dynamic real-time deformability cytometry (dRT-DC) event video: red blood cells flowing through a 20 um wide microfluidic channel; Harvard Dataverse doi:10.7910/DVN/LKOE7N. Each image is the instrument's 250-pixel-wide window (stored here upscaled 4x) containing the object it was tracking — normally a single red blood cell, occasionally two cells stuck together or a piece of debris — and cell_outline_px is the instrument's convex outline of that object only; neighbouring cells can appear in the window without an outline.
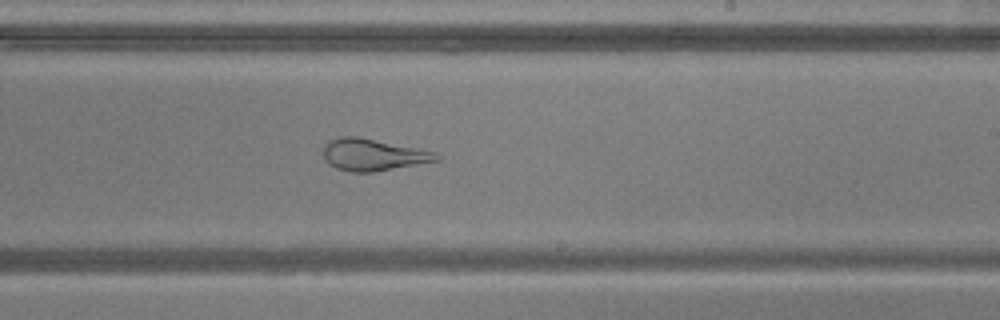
{"species": "common noctule bat (a hibernating species)", "species_latin": "Nyctalus noctula", "temperature_condition": "warm", "stored_images_in_passage": 51, "camera_frame_rate_fps": 3000, "um_per_image_px": 0.085, "animal": {"sex": "male", "body_mass_g": 20.5, "forearm_length_mm": 52.5}, "frame": {"image": 1, "passage_image": 30, "time_ms": 9.667, "image_size_px": [1000, 320], "cell_outline_px": [[440, 160], [372, 172], [348, 172], [336, 168], [328, 164], [324, 156], [324, 144], [328, 140], [340, 136], [356, 136], [436, 152], [440, 156]], "centroid_in_image_um": [31.67, 13.15], "position_along_channel_um": 257.3, "area_um2": 20.87}}
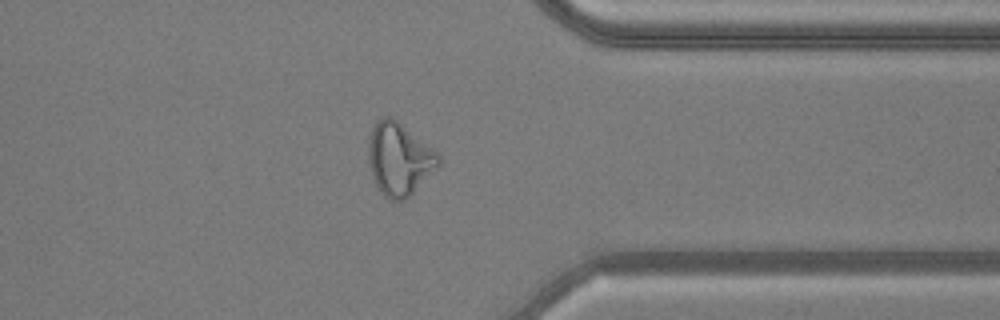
{"frame": {"image": 2, "passage_image": 40, "time_ms": 13.0, "image_size_px": [1000, 320], "cell_outline_px": [[440, 164], [404, 200], [392, 200], [384, 196], [376, 184], [372, 176], [368, 160], [368, 140], [372, 128], [376, 120], [384, 116], [392, 116], [436, 152], [440, 156]], "centroid_in_image_um": [33.89, 13.49], "position_along_channel_um": 377.5, "area_um2": 29.13}}
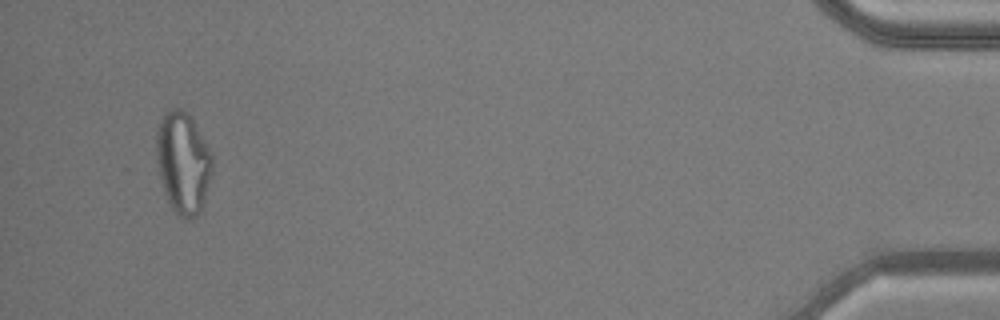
{"frame": {"image": 3, "passage_image": 49, "time_ms": 16.0, "image_size_px": [1000, 320], "cell_outline_px": [[212, 172], [204, 200], [200, 212], [196, 216], [188, 220], [180, 220], [176, 216], [164, 192], [156, 160], [156, 132], [160, 120], [164, 112], [172, 108], [180, 108], [188, 112], [208, 148], [212, 156]], "centroid_in_image_um": [15.54, 13.85], "position_along_channel_um": 419.7, "area_um2": 33.23}, "authors_computed_cell_mechanics": {"area_um2": 29.5936, "velocity_mm_per_s": 3.862, "shape_relaxation_time_tau1_ms": null, "shape_relaxation_time_tau2_ms": 0.8096, "deformation_change_tau1": null, "deformation_change_tau2": 0.0604}}